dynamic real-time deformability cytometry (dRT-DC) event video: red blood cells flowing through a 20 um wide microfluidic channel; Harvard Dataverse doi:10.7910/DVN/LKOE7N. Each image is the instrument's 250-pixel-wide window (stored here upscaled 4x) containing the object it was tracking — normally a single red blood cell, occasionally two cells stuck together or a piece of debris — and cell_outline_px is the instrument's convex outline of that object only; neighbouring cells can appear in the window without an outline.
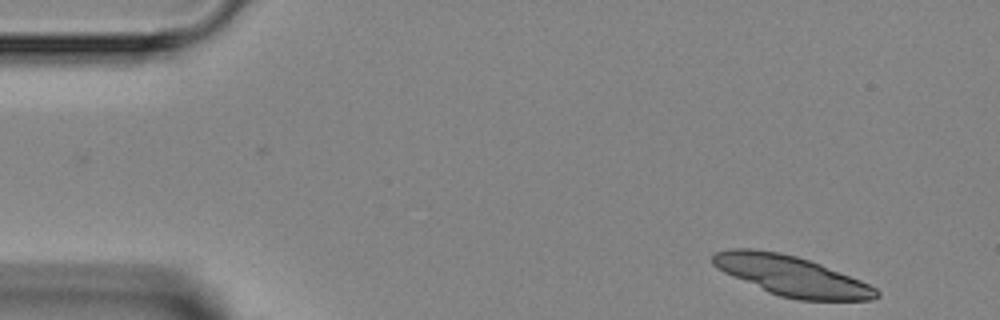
{"species": "Egyptian fruit bat (a non-hibernating species)", "species_latin": "Rousettus aegyptiacus", "temperature_condition": "room temperature", "stored_images_in_passage": 3, "camera_frame_rate_fps": 3000, "um_per_image_px": 0.085, "animal": {"sex": "female"}, "frame": {"image": 1, "passage_image": 1, "time_ms": 0.0, "image_size_px": [1000, 320], "cell_outline_px": [[880, 296], [872, 300], [796, 300], [780, 296], [768, 292], [724, 272], [716, 268], [712, 264], [712, 256], [716, 252], [728, 248], [752, 248], [780, 252], [796, 256], [820, 264], [860, 280], [876, 288], [880, 292]], "centroid_in_image_um": [67.26, 23.44], "position_along_channel_um": 17.7, "area_um2": 37.97}}